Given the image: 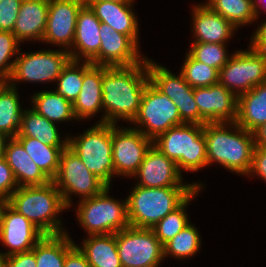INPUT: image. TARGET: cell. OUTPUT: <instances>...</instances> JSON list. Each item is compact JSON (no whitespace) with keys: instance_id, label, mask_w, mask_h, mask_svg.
Wrapping results in <instances>:
<instances>
[{"instance_id":"obj_24","label":"cell","mask_w":266,"mask_h":267,"mask_svg":"<svg viewBox=\"0 0 266 267\" xmlns=\"http://www.w3.org/2000/svg\"><path fill=\"white\" fill-rule=\"evenodd\" d=\"M49 9V0H23L18 12L13 34L18 41L42 42Z\"/></svg>"},{"instance_id":"obj_12","label":"cell","mask_w":266,"mask_h":267,"mask_svg":"<svg viewBox=\"0 0 266 267\" xmlns=\"http://www.w3.org/2000/svg\"><path fill=\"white\" fill-rule=\"evenodd\" d=\"M70 60V53L64 49L19 52L7 83L15 86L19 81L54 82Z\"/></svg>"},{"instance_id":"obj_1","label":"cell","mask_w":266,"mask_h":267,"mask_svg":"<svg viewBox=\"0 0 266 267\" xmlns=\"http://www.w3.org/2000/svg\"><path fill=\"white\" fill-rule=\"evenodd\" d=\"M149 81L147 57L132 66H103L102 105L105 114L99 123L117 125L121 119L132 122Z\"/></svg>"},{"instance_id":"obj_32","label":"cell","mask_w":266,"mask_h":267,"mask_svg":"<svg viewBox=\"0 0 266 267\" xmlns=\"http://www.w3.org/2000/svg\"><path fill=\"white\" fill-rule=\"evenodd\" d=\"M17 86L0 82V131L8 137H16L23 113Z\"/></svg>"},{"instance_id":"obj_17","label":"cell","mask_w":266,"mask_h":267,"mask_svg":"<svg viewBox=\"0 0 266 267\" xmlns=\"http://www.w3.org/2000/svg\"><path fill=\"white\" fill-rule=\"evenodd\" d=\"M85 4V0H49L47 26L42 42L63 46L69 52L74 40L78 12Z\"/></svg>"},{"instance_id":"obj_27","label":"cell","mask_w":266,"mask_h":267,"mask_svg":"<svg viewBox=\"0 0 266 267\" xmlns=\"http://www.w3.org/2000/svg\"><path fill=\"white\" fill-rule=\"evenodd\" d=\"M79 249L91 267H122L117 251L116 233L89 235Z\"/></svg>"},{"instance_id":"obj_8","label":"cell","mask_w":266,"mask_h":267,"mask_svg":"<svg viewBox=\"0 0 266 267\" xmlns=\"http://www.w3.org/2000/svg\"><path fill=\"white\" fill-rule=\"evenodd\" d=\"M249 47L244 51H235L219 70L218 83L237 98L266 82V53Z\"/></svg>"},{"instance_id":"obj_7","label":"cell","mask_w":266,"mask_h":267,"mask_svg":"<svg viewBox=\"0 0 266 267\" xmlns=\"http://www.w3.org/2000/svg\"><path fill=\"white\" fill-rule=\"evenodd\" d=\"M107 187L99 195L78 203L77 219L89 235L115 234L129 227L127 200L123 202L109 196Z\"/></svg>"},{"instance_id":"obj_40","label":"cell","mask_w":266,"mask_h":267,"mask_svg":"<svg viewBox=\"0 0 266 267\" xmlns=\"http://www.w3.org/2000/svg\"><path fill=\"white\" fill-rule=\"evenodd\" d=\"M23 0L0 1V31L13 32Z\"/></svg>"},{"instance_id":"obj_49","label":"cell","mask_w":266,"mask_h":267,"mask_svg":"<svg viewBox=\"0 0 266 267\" xmlns=\"http://www.w3.org/2000/svg\"><path fill=\"white\" fill-rule=\"evenodd\" d=\"M7 257L4 253L0 252V267H6Z\"/></svg>"},{"instance_id":"obj_15","label":"cell","mask_w":266,"mask_h":267,"mask_svg":"<svg viewBox=\"0 0 266 267\" xmlns=\"http://www.w3.org/2000/svg\"><path fill=\"white\" fill-rule=\"evenodd\" d=\"M45 234L4 202L0 209V242L9 248L6 256L32 250Z\"/></svg>"},{"instance_id":"obj_33","label":"cell","mask_w":266,"mask_h":267,"mask_svg":"<svg viewBox=\"0 0 266 267\" xmlns=\"http://www.w3.org/2000/svg\"><path fill=\"white\" fill-rule=\"evenodd\" d=\"M205 5L227 19L236 29L257 20L253 0H208Z\"/></svg>"},{"instance_id":"obj_29","label":"cell","mask_w":266,"mask_h":267,"mask_svg":"<svg viewBox=\"0 0 266 267\" xmlns=\"http://www.w3.org/2000/svg\"><path fill=\"white\" fill-rule=\"evenodd\" d=\"M31 102L36 112L56 124L72 119L77 120L73 111V103L55 90L34 93Z\"/></svg>"},{"instance_id":"obj_9","label":"cell","mask_w":266,"mask_h":267,"mask_svg":"<svg viewBox=\"0 0 266 267\" xmlns=\"http://www.w3.org/2000/svg\"><path fill=\"white\" fill-rule=\"evenodd\" d=\"M52 181L61 192L67 208L72 205L70 195H80V200L89 199L108 187L87 169L68 146L61 151L58 172Z\"/></svg>"},{"instance_id":"obj_42","label":"cell","mask_w":266,"mask_h":267,"mask_svg":"<svg viewBox=\"0 0 266 267\" xmlns=\"http://www.w3.org/2000/svg\"><path fill=\"white\" fill-rule=\"evenodd\" d=\"M247 175H258L266 181V147L255 146L252 165Z\"/></svg>"},{"instance_id":"obj_3","label":"cell","mask_w":266,"mask_h":267,"mask_svg":"<svg viewBox=\"0 0 266 267\" xmlns=\"http://www.w3.org/2000/svg\"><path fill=\"white\" fill-rule=\"evenodd\" d=\"M6 202L45 235L66 233L58 215L68 208L53 181L44 185L18 187Z\"/></svg>"},{"instance_id":"obj_50","label":"cell","mask_w":266,"mask_h":267,"mask_svg":"<svg viewBox=\"0 0 266 267\" xmlns=\"http://www.w3.org/2000/svg\"><path fill=\"white\" fill-rule=\"evenodd\" d=\"M108 2L132 3L134 0H103Z\"/></svg>"},{"instance_id":"obj_18","label":"cell","mask_w":266,"mask_h":267,"mask_svg":"<svg viewBox=\"0 0 266 267\" xmlns=\"http://www.w3.org/2000/svg\"><path fill=\"white\" fill-rule=\"evenodd\" d=\"M99 53L90 61L93 65L108 67L132 66L145 58L139 46L127 35L117 32L108 24L100 23Z\"/></svg>"},{"instance_id":"obj_14","label":"cell","mask_w":266,"mask_h":267,"mask_svg":"<svg viewBox=\"0 0 266 267\" xmlns=\"http://www.w3.org/2000/svg\"><path fill=\"white\" fill-rule=\"evenodd\" d=\"M153 144L135 127L120 128L112 124V157L117 176H133Z\"/></svg>"},{"instance_id":"obj_21","label":"cell","mask_w":266,"mask_h":267,"mask_svg":"<svg viewBox=\"0 0 266 267\" xmlns=\"http://www.w3.org/2000/svg\"><path fill=\"white\" fill-rule=\"evenodd\" d=\"M96 17L117 32L129 36L139 45L138 19L131 9L132 3L108 2L103 0H85Z\"/></svg>"},{"instance_id":"obj_5","label":"cell","mask_w":266,"mask_h":267,"mask_svg":"<svg viewBox=\"0 0 266 267\" xmlns=\"http://www.w3.org/2000/svg\"><path fill=\"white\" fill-rule=\"evenodd\" d=\"M204 125L183 123L153 140V145L176 162L179 171L196 172L207 166ZM182 168V169H181Z\"/></svg>"},{"instance_id":"obj_30","label":"cell","mask_w":266,"mask_h":267,"mask_svg":"<svg viewBox=\"0 0 266 267\" xmlns=\"http://www.w3.org/2000/svg\"><path fill=\"white\" fill-rule=\"evenodd\" d=\"M73 244L68 232L44 235L34 246L37 267H63L67 250Z\"/></svg>"},{"instance_id":"obj_13","label":"cell","mask_w":266,"mask_h":267,"mask_svg":"<svg viewBox=\"0 0 266 267\" xmlns=\"http://www.w3.org/2000/svg\"><path fill=\"white\" fill-rule=\"evenodd\" d=\"M150 82L163 94L167 95L177 106L184 123L199 124L200 113L194 100V88L191 87L180 73L174 75L166 67L147 58Z\"/></svg>"},{"instance_id":"obj_39","label":"cell","mask_w":266,"mask_h":267,"mask_svg":"<svg viewBox=\"0 0 266 267\" xmlns=\"http://www.w3.org/2000/svg\"><path fill=\"white\" fill-rule=\"evenodd\" d=\"M19 43L12 32L0 31V82H7L10 78L15 61L10 59L18 55Z\"/></svg>"},{"instance_id":"obj_26","label":"cell","mask_w":266,"mask_h":267,"mask_svg":"<svg viewBox=\"0 0 266 267\" xmlns=\"http://www.w3.org/2000/svg\"><path fill=\"white\" fill-rule=\"evenodd\" d=\"M236 123L250 132L266 123V82L238 97Z\"/></svg>"},{"instance_id":"obj_41","label":"cell","mask_w":266,"mask_h":267,"mask_svg":"<svg viewBox=\"0 0 266 267\" xmlns=\"http://www.w3.org/2000/svg\"><path fill=\"white\" fill-rule=\"evenodd\" d=\"M18 188L12 169L4 157L0 158V198L5 202Z\"/></svg>"},{"instance_id":"obj_23","label":"cell","mask_w":266,"mask_h":267,"mask_svg":"<svg viewBox=\"0 0 266 267\" xmlns=\"http://www.w3.org/2000/svg\"><path fill=\"white\" fill-rule=\"evenodd\" d=\"M193 42L225 43L237 30L227 19L212 11L207 5L193 6Z\"/></svg>"},{"instance_id":"obj_11","label":"cell","mask_w":266,"mask_h":267,"mask_svg":"<svg viewBox=\"0 0 266 267\" xmlns=\"http://www.w3.org/2000/svg\"><path fill=\"white\" fill-rule=\"evenodd\" d=\"M117 251L122 267H158L164 248L152 229L127 227L116 232Z\"/></svg>"},{"instance_id":"obj_48","label":"cell","mask_w":266,"mask_h":267,"mask_svg":"<svg viewBox=\"0 0 266 267\" xmlns=\"http://www.w3.org/2000/svg\"><path fill=\"white\" fill-rule=\"evenodd\" d=\"M9 138L10 137L0 131V158L4 157L5 146Z\"/></svg>"},{"instance_id":"obj_22","label":"cell","mask_w":266,"mask_h":267,"mask_svg":"<svg viewBox=\"0 0 266 267\" xmlns=\"http://www.w3.org/2000/svg\"><path fill=\"white\" fill-rule=\"evenodd\" d=\"M103 66L83 62V83L78 98L73 102V111L78 121L95 116L102 105Z\"/></svg>"},{"instance_id":"obj_35","label":"cell","mask_w":266,"mask_h":267,"mask_svg":"<svg viewBox=\"0 0 266 267\" xmlns=\"http://www.w3.org/2000/svg\"><path fill=\"white\" fill-rule=\"evenodd\" d=\"M201 237L193 226L188 224L183 230L163 245L164 258L173 256L174 258L186 259L194 256L200 249Z\"/></svg>"},{"instance_id":"obj_34","label":"cell","mask_w":266,"mask_h":267,"mask_svg":"<svg viewBox=\"0 0 266 267\" xmlns=\"http://www.w3.org/2000/svg\"><path fill=\"white\" fill-rule=\"evenodd\" d=\"M199 191H201V188H197L178 208L167 214L151 228L162 245L172 239L190 223L188 214L185 212L186 206L195 198Z\"/></svg>"},{"instance_id":"obj_36","label":"cell","mask_w":266,"mask_h":267,"mask_svg":"<svg viewBox=\"0 0 266 267\" xmlns=\"http://www.w3.org/2000/svg\"><path fill=\"white\" fill-rule=\"evenodd\" d=\"M180 73L193 88L218 84L219 72L205 63L195 60L187 53Z\"/></svg>"},{"instance_id":"obj_51","label":"cell","mask_w":266,"mask_h":267,"mask_svg":"<svg viewBox=\"0 0 266 267\" xmlns=\"http://www.w3.org/2000/svg\"><path fill=\"white\" fill-rule=\"evenodd\" d=\"M4 202H5V201L2 200V199L0 198V209H1V206H2V204H3Z\"/></svg>"},{"instance_id":"obj_16","label":"cell","mask_w":266,"mask_h":267,"mask_svg":"<svg viewBox=\"0 0 266 267\" xmlns=\"http://www.w3.org/2000/svg\"><path fill=\"white\" fill-rule=\"evenodd\" d=\"M183 175L179 171L176 162L166 157L153 144L147 151L138 171L132 177H139L138 186L147 188L162 187H197L203 188V184L197 182L183 183Z\"/></svg>"},{"instance_id":"obj_4","label":"cell","mask_w":266,"mask_h":267,"mask_svg":"<svg viewBox=\"0 0 266 267\" xmlns=\"http://www.w3.org/2000/svg\"><path fill=\"white\" fill-rule=\"evenodd\" d=\"M197 187L147 188L135 185L127 196L129 225L151 229L178 208Z\"/></svg>"},{"instance_id":"obj_6","label":"cell","mask_w":266,"mask_h":267,"mask_svg":"<svg viewBox=\"0 0 266 267\" xmlns=\"http://www.w3.org/2000/svg\"><path fill=\"white\" fill-rule=\"evenodd\" d=\"M68 147L87 169L108 187L115 176L112 157V124L97 122L77 137H67Z\"/></svg>"},{"instance_id":"obj_43","label":"cell","mask_w":266,"mask_h":267,"mask_svg":"<svg viewBox=\"0 0 266 267\" xmlns=\"http://www.w3.org/2000/svg\"><path fill=\"white\" fill-rule=\"evenodd\" d=\"M6 267H37L34 248L7 257Z\"/></svg>"},{"instance_id":"obj_38","label":"cell","mask_w":266,"mask_h":267,"mask_svg":"<svg viewBox=\"0 0 266 267\" xmlns=\"http://www.w3.org/2000/svg\"><path fill=\"white\" fill-rule=\"evenodd\" d=\"M226 50V43L193 42L188 53L195 60L205 63L219 72L231 56Z\"/></svg>"},{"instance_id":"obj_19","label":"cell","mask_w":266,"mask_h":267,"mask_svg":"<svg viewBox=\"0 0 266 267\" xmlns=\"http://www.w3.org/2000/svg\"><path fill=\"white\" fill-rule=\"evenodd\" d=\"M194 100L200 113V125L236 122L238 98L225 86L218 83L194 88Z\"/></svg>"},{"instance_id":"obj_20","label":"cell","mask_w":266,"mask_h":267,"mask_svg":"<svg viewBox=\"0 0 266 267\" xmlns=\"http://www.w3.org/2000/svg\"><path fill=\"white\" fill-rule=\"evenodd\" d=\"M100 23L87 4L80 9L73 44L69 51L71 60L90 62L99 53Z\"/></svg>"},{"instance_id":"obj_45","label":"cell","mask_w":266,"mask_h":267,"mask_svg":"<svg viewBox=\"0 0 266 267\" xmlns=\"http://www.w3.org/2000/svg\"><path fill=\"white\" fill-rule=\"evenodd\" d=\"M253 34L250 38V46L259 52L266 53V21H263Z\"/></svg>"},{"instance_id":"obj_31","label":"cell","mask_w":266,"mask_h":267,"mask_svg":"<svg viewBox=\"0 0 266 267\" xmlns=\"http://www.w3.org/2000/svg\"><path fill=\"white\" fill-rule=\"evenodd\" d=\"M15 138L22 144L33 162L52 181L58 172L61 151L67 146H50L36 138L24 136Z\"/></svg>"},{"instance_id":"obj_44","label":"cell","mask_w":266,"mask_h":267,"mask_svg":"<svg viewBox=\"0 0 266 267\" xmlns=\"http://www.w3.org/2000/svg\"><path fill=\"white\" fill-rule=\"evenodd\" d=\"M63 267H91L77 244H73L65 256Z\"/></svg>"},{"instance_id":"obj_47","label":"cell","mask_w":266,"mask_h":267,"mask_svg":"<svg viewBox=\"0 0 266 267\" xmlns=\"http://www.w3.org/2000/svg\"><path fill=\"white\" fill-rule=\"evenodd\" d=\"M266 0H253V9H254V13H255V16L256 18L258 19V16L260 17L259 15V10H260V7L261 9L266 12V4L263 5V3H265ZM260 3V4H259Z\"/></svg>"},{"instance_id":"obj_25","label":"cell","mask_w":266,"mask_h":267,"mask_svg":"<svg viewBox=\"0 0 266 267\" xmlns=\"http://www.w3.org/2000/svg\"><path fill=\"white\" fill-rule=\"evenodd\" d=\"M4 158L13 171L18 187L44 185L51 181L33 162L15 137L7 141Z\"/></svg>"},{"instance_id":"obj_46","label":"cell","mask_w":266,"mask_h":267,"mask_svg":"<svg viewBox=\"0 0 266 267\" xmlns=\"http://www.w3.org/2000/svg\"><path fill=\"white\" fill-rule=\"evenodd\" d=\"M255 146L266 147V123L253 131Z\"/></svg>"},{"instance_id":"obj_28","label":"cell","mask_w":266,"mask_h":267,"mask_svg":"<svg viewBox=\"0 0 266 267\" xmlns=\"http://www.w3.org/2000/svg\"><path fill=\"white\" fill-rule=\"evenodd\" d=\"M54 122L36 112L33 108L23 110L17 136L36 138L50 146H68V138L60 139Z\"/></svg>"},{"instance_id":"obj_37","label":"cell","mask_w":266,"mask_h":267,"mask_svg":"<svg viewBox=\"0 0 266 267\" xmlns=\"http://www.w3.org/2000/svg\"><path fill=\"white\" fill-rule=\"evenodd\" d=\"M56 81L55 91L73 103L78 98L83 83V62L70 60Z\"/></svg>"},{"instance_id":"obj_2","label":"cell","mask_w":266,"mask_h":267,"mask_svg":"<svg viewBox=\"0 0 266 267\" xmlns=\"http://www.w3.org/2000/svg\"><path fill=\"white\" fill-rule=\"evenodd\" d=\"M203 133L207 166L216 162L236 174L249 173L255 148L253 132L236 122H218L205 123Z\"/></svg>"},{"instance_id":"obj_10","label":"cell","mask_w":266,"mask_h":267,"mask_svg":"<svg viewBox=\"0 0 266 267\" xmlns=\"http://www.w3.org/2000/svg\"><path fill=\"white\" fill-rule=\"evenodd\" d=\"M131 123H135V127L139 125L135 129L139 128L142 134L154 140L161 133L184 122L174 102L149 81L143 91L138 113Z\"/></svg>"}]
</instances>
